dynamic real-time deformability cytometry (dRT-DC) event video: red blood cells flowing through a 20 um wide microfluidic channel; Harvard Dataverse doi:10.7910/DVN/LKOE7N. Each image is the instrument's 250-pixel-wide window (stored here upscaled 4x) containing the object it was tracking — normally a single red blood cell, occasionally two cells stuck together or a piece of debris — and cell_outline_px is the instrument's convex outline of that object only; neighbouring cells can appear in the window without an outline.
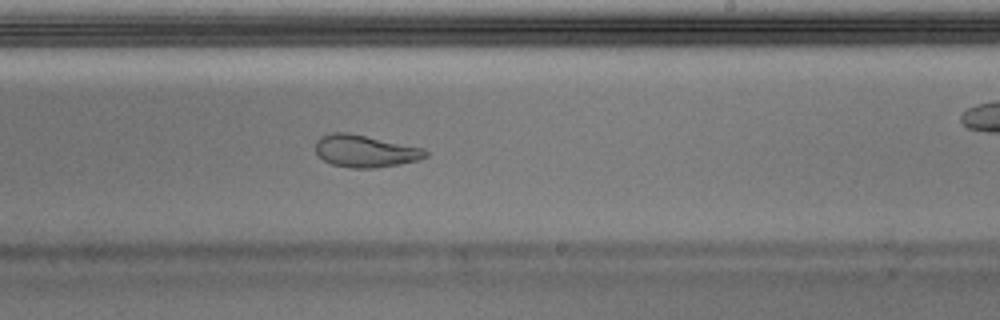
{"species": "Egyptian fruit bat (a non-hibernating species)", "species_latin": "Rousettus aegyptiacus", "temperature_condition": "warm", "stored_images_in_passage": 38, "camera_frame_rate_fps": 3000, "um_per_image_px": 0.085, "animal": {"sex": "male"}, "frame": {"image": 1, "passage_image": 22, "time_ms": 7.0, "image_size_px": [1000, 320], "cell_outline_px": [[428, 156], [420, 160], [372, 168], [352, 168], [332, 164], [324, 160], [316, 152], [316, 140], [320, 136], [332, 132], [348, 132], [424, 148], [428, 152]], "centroid_in_image_um": [31.04, 12.83], "position_along_channel_um": 258.0, "area_um2": 20.58}, "authors_computed_cell_mechanics": {"area_um2": 20.8947, "velocity_mm_per_s": 3.9852, "shape_relaxation_time_tau1_ms": 4.807, "shape_relaxation_time_tau2_ms": 1.1803, "deformation_change_tau1": 0.2021, "deformation_change_tau2": 0.0825}}